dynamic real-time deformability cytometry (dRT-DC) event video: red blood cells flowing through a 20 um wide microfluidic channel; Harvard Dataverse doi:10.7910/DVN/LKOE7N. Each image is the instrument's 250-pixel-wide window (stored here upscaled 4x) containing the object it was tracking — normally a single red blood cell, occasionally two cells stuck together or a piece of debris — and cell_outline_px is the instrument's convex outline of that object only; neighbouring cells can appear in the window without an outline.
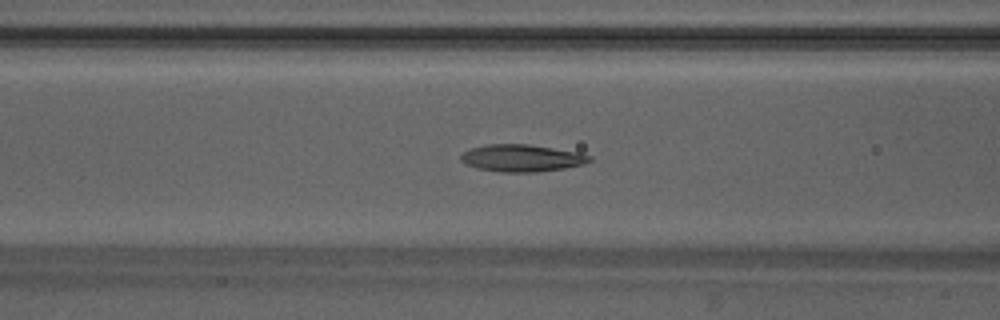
{"species": "Egyptian fruit bat (a non-hibernating species)", "species_latin": "Rousettus aegyptiacus", "temperature_condition": "warm", "stored_images_in_passage": 49, "camera_frame_rate_fps": 3000, "um_per_image_px": 0.085, "animal": {"sex": "male"}, "frame": {"image": 1, "passage_image": 19, "time_ms": 6.0, "image_size_px": [1000, 320], "cell_outline_px": [[592, 160], [584, 164], [564, 168], [536, 172], [500, 172], [476, 168], [460, 160], [460, 156], [464, 152], [472, 148], [488, 144], [528, 144], [576, 152], [592, 156]], "centroid_in_image_um": [44.35, 13.44], "position_along_channel_um": 122.3, "area_um2": 20.17}}
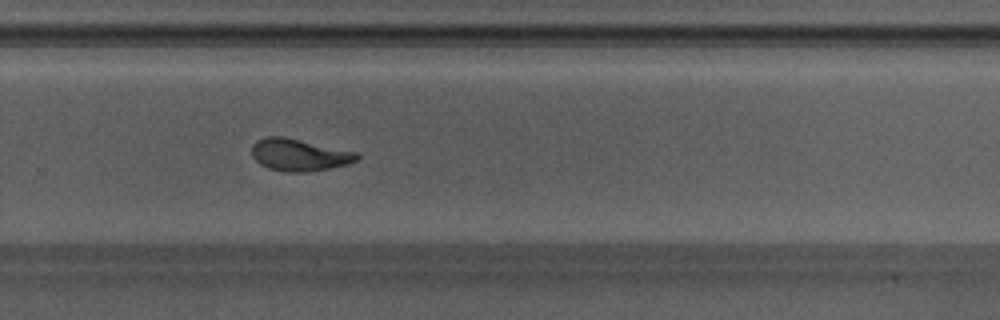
{"frame": {"image": 2, "passage_image": 32, "time_ms": 10.333, "image_size_px": [1000, 320], "cell_outline_px": [[360, 156], [356, 160], [344, 164], [328, 168], [308, 172], [284, 172], [268, 168], [260, 164], [252, 156], [252, 144], [256, 140], [268, 136], [284, 136], [356, 152]], "centroid_in_image_um": [25.37, 13.15], "position_along_channel_um": 304.4, "area_um2": 19.54}}
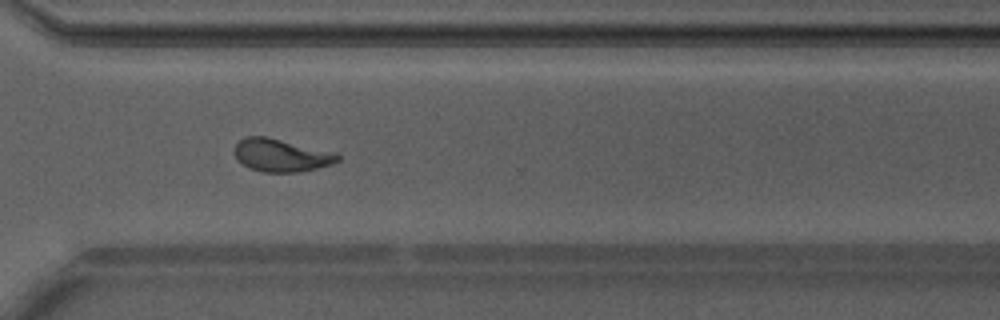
{"frame": {"image": 3, "passage_image": 35, "time_ms": 11.333, "image_size_px": [1000, 320], "cell_outline_px": [[340, 160], [332, 164], [300, 172], [260, 172], [248, 168], [236, 160], [236, 144], [244, 136], [268, 136], [336, 152], [340, 156]], "centroid_in_image_um": [23.91, 13.19], "position_along_channel_um": 346.7, "area_um2": 20.0}, "authors_computed_cell_mechanics": {"area_um2": 19.8832, "velocity_mm_per_s": 4.2092, "shape_relaxation_time_tau1_ms": 4.2159, "shape_relaxation_time_tau2_ms": 1.9675, "deformation_change_tau1": 0.1968, "deformation_change_tau2": 0.0891}}